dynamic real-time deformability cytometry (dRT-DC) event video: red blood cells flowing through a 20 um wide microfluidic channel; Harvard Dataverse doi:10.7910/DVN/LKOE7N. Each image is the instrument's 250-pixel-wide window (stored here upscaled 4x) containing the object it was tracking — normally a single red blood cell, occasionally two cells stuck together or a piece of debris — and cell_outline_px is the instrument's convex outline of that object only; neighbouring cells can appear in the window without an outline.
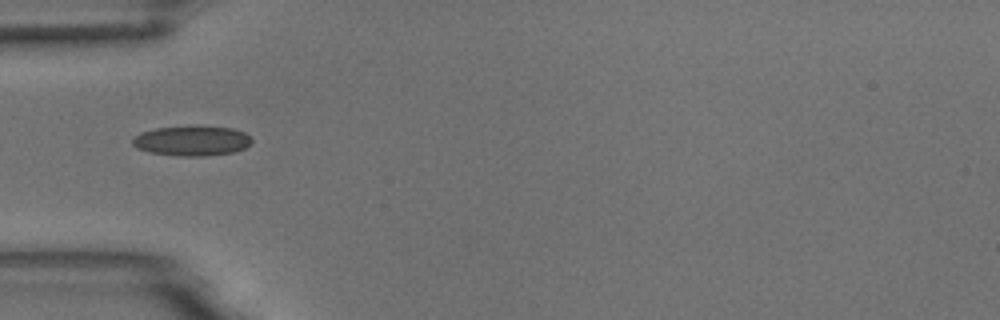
{"species": "common noctule bat (a hibernating species)", "species_latin": "Nyctalus noctula", "temperature_condition": "room temperature", "stored_images_in_passage": 6, "camera_frame_rate_fps": 3000, "um_per_image_px": 0.085, "animal": {"sex": "male", "body_mass_g": 18.8}, "frame": {"image": 1, "passage_image": 1, "time_ms": 0.0, "image_size_px": [1000, 320], "cell_outline_px": [[252, 144], [244, 148], [232, 152], [204, 156], [180, 156], [152, 152], [136, 148], [132, 144], [132, 140], [140, 132], [156, 128], [232, 128], [244, 132], [252, 140]], "centroid_in_image_um": [16.3, 12.0], "position_along_channel_um": 68.7, "area_um2": 20.06}}
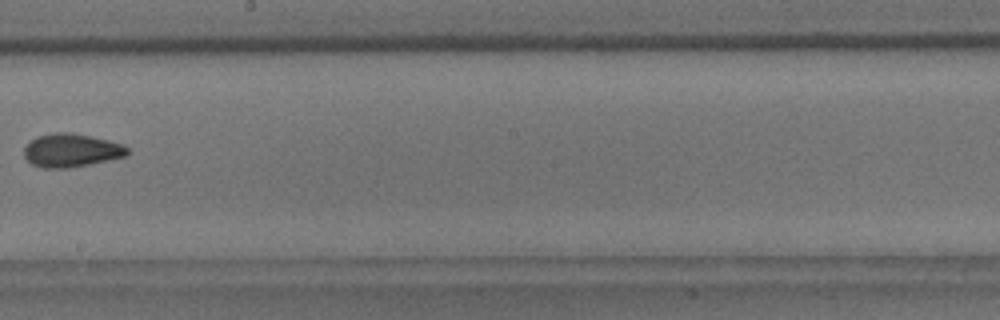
{"frame": {"image": 2, "passage_image": 5, "time_ms": 1.333, "image_size_px": [1000, 320], "cell_outline_px": [[128, 156], [68, 168], [40, 168], [32, 164], [24, 156], [24, 148], [36, 136], [56, 132], [68, 132], [92, 136], [108, 140], [120, 144], [128, 148]], "centroid_in_image_um": [6.04, 12.78], "position_along_channel_um": 242.2, "area_um2": 20.0}}